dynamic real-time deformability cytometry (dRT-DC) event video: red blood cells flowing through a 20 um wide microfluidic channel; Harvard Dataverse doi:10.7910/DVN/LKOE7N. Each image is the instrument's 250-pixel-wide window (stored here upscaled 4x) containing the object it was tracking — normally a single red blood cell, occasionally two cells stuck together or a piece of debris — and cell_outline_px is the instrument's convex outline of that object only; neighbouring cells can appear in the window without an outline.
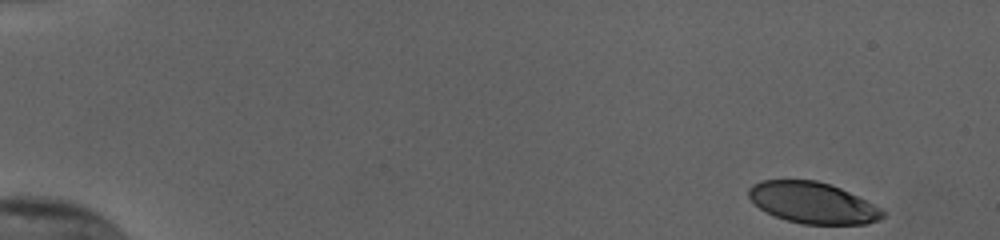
{"species": "human", "species_latin": "Homo sapiens", "temperature_condition": "cold", "stored_images_in_passage": 52, "camera_frame_rate_fps": 3000, "um_per_image_px": 0.085, "donor": {"sex": "female"}, "frame": {"image": 1, "passage_image": 1, "time_ms": 0.0, "image_size_px": [1000, 240], "cell_outline_px": [[884, 216], [880, 220], [868, 224], [804, 224], [788, 220], [776, 216], [760, 208], [748, 196], [748, 188], [752, 184], [760, 180], [816, 180], [840, 188], [880, 208], [884, 212]], "centroid_in_image_um": [69.07, 17.23], "position_along_channel_um": 15.9, "area_um2": 31.79}}
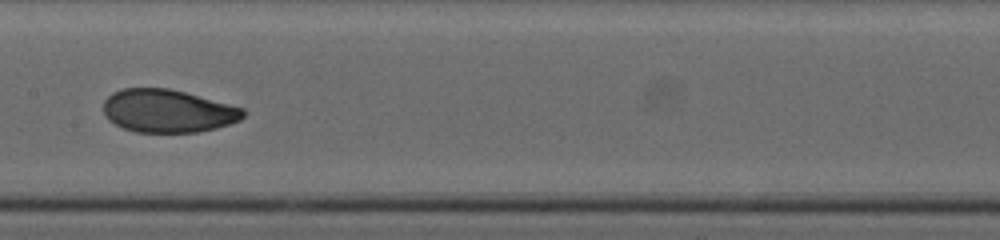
{"frame": {"image": 2, "passage_image": 27, "time_ms": 8.667, "image_size_px": [1000, 240], "cell_outline_px": [[248, 112], [240, 120], [216, 128], [196, 132], [136, 132], [124, 128], [108, 120], [104, 112], [104, 100], [112, 92], [120, 88], [168, 88], [184, 92], [244, 108]], "centroid_in_image_um": [14.26, 9.43], "position_along_channel_um": 193.1, "area_um2": 34.97}}
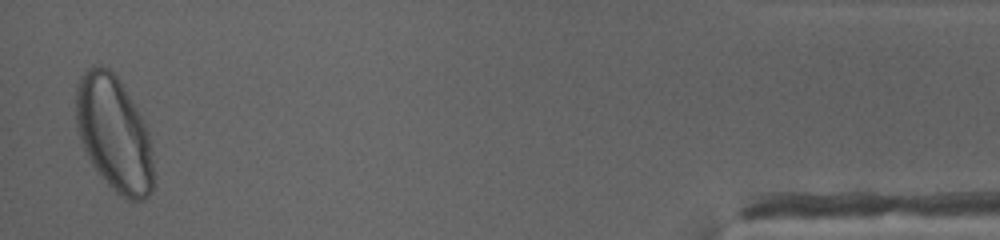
{"frame": {"image": 3, "passage_image": 51, "time_ms": 16.667, "image_size_px": [1000, 240], "cell_outline_px": [[152, 192], [144, 200], [128, 200], [120, 196], [108, 184], [92, 164], [80, 140], [76, 128], [76, 84], [80, 76], [88, 68], [100, 64], [108, 68], [120, 80], [144, 120], [148, 128], [152, 152]], "centroid_in_image_um": [9.69, 11.34], "position_along_channel_um": 425.5, "area_um2": 52.14}, "authors_computed_cell_mechanics": {"area_um2": 35.3736, "velocity_mm_per_s": 3.7943, "shape_relaxation_time_tau1_ms": 4.1671, "shape_relaxation_time_tau2_ms": 0.9678, "deformation_change_tau1": 0.1526, "deformation_change_tau2": 0.0522}}